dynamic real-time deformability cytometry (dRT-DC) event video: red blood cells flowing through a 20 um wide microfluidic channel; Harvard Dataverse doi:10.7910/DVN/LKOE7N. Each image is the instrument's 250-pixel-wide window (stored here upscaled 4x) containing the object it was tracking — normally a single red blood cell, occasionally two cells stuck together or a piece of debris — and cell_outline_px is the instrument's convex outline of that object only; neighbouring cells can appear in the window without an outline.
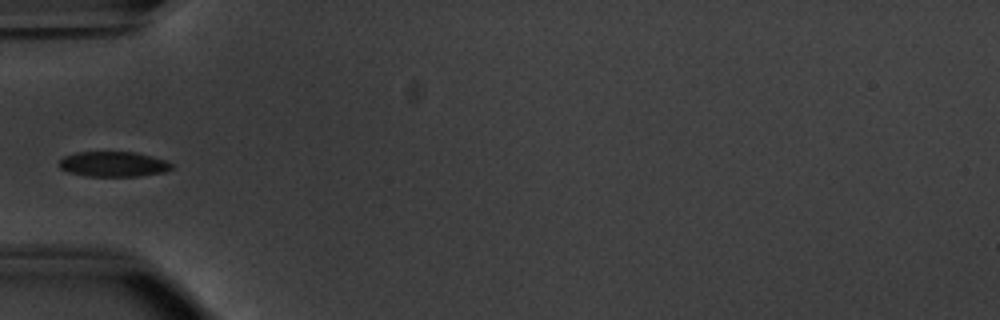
{"species": "common noctule bat (a hibernating species)", "species_latin": "Nyctalus noctula", "temperature_condition": "warm", "stored_images_in_passage": 36, "camera_frame_rate_fps": 3000, "um_per_image_px": 0.085, "animal": {"sex": "male", "body_mass_g": 20.1, "forearm_length_mm": 53.5}, "frame": {"image": 1, "passage_image": 1, "time_ms": 0.0, "image_size_px": [1000, 320], "cell_outline_px": [[172, 168], [164, 172], [140, 176], [84, 176], [68, 172], [60, 168], [56, 164], [64, 156], [76, 152], [136, 152], [164, 160], [172, 164]], "centroid_in_image_um": [9.58, 13.95], "position_along_channel_um": 75.4, "area_um2": 16.53}}
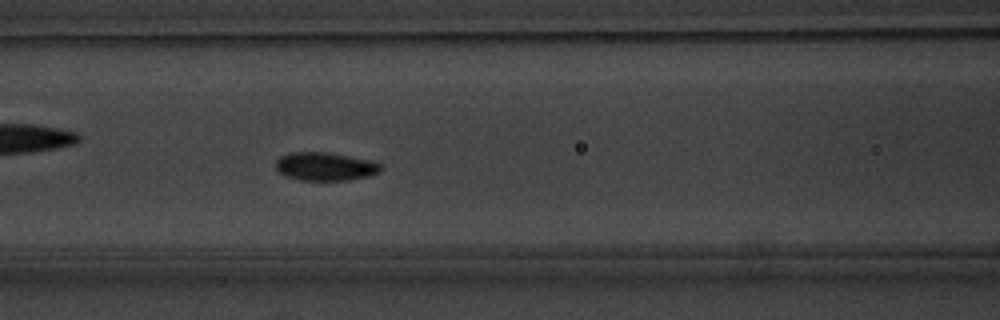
{"frame": {"image": 2, "passage_image": 6, "time_ms": 1.667, "image_size_px": [1000, 320], "cell_outline_px": [[380, 172], [368, 176], [348, 180], [300, 180], [288, 176], [280, 172], [276, 168], [276, 160], [280, 156], [288, 152], [328, 152], [368, 160], [380, 164]], "centroid_in_image_um": [27.61, 14.14], "position_along_channel_um": 139.0, "area_um2": 17.11}}
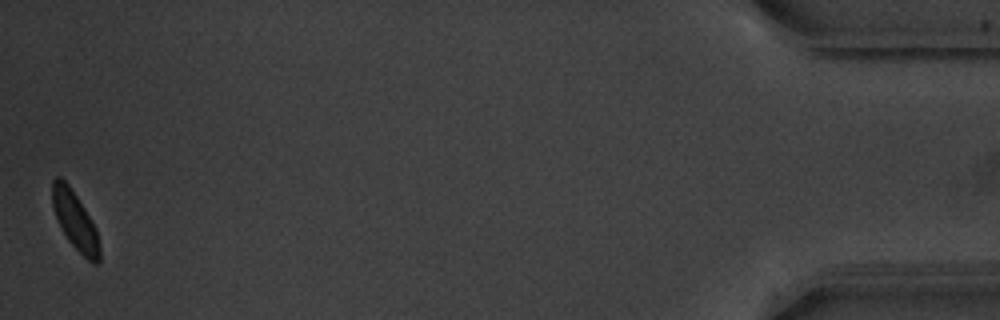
{"frame": {"image": 3, "passage_image": 36, "time_ms": 11.667, "image_size_px": [1000, 320], "cell_outline_px": [[100, 260], [96, 264], [92, 264], [68, 240], [56, 216], [52, 204], [52, 180], [56, 176], [60, 176], [68, 184], [84, 208], [96, 228], [100, 248]], "centroid_in_image_um": [6.39, 18.76], "position_along_channel_um": 428.8, "area_um2": 15.66}}